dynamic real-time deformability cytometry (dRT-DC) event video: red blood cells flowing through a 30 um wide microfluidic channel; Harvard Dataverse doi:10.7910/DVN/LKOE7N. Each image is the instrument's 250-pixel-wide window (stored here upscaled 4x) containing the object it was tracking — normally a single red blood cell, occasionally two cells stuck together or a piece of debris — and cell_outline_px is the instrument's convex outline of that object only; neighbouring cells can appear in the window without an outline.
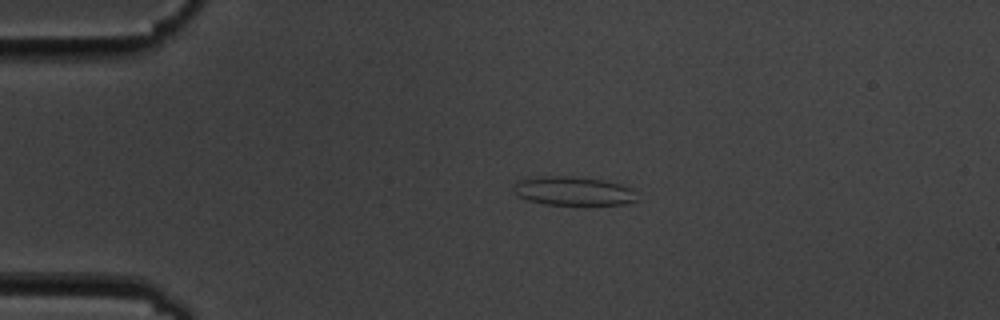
{"species": "common noctule bat (a hibernating species)", "species_latin": "Nyctalus noctula", "temperature_condition": "cold", "stored_images_in_passage": 1, "camera_frame_rate_fps": 3000, "um_per_image_px": 0.085, "animal": {"sex": "male", "body_mass_g": 19.5, "forearm_length_mm": 54.6}, "frame": {"image": 1, "passage_image": 1, "time_ms": 0.0, "image_size_px": [1000, 320], "cell_outline_px": [[636, 200], [624, 204], [588, 208], [584, 208], [544, 204], [528, 200], [520, 196], [512, 188], [516, 180], [536, 176], [568, 176], [600, 180], [620, 184], [632, 188]], "centroid_in_image_um": [48.72, 16.29], "position_along_channel_um": 36.3, "area_um2": 21.62}}